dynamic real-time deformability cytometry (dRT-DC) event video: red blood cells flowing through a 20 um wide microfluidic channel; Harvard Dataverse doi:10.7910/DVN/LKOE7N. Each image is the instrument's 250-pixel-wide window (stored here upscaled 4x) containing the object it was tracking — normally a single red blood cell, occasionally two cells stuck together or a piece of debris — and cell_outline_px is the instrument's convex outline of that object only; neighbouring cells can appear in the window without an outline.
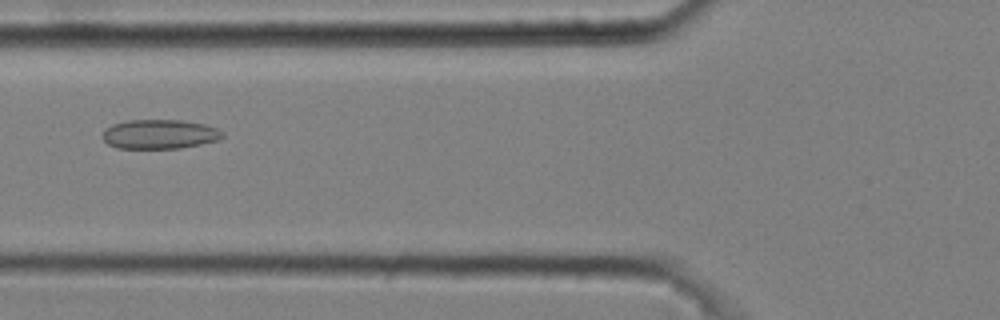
{"species": "common noctule bat (a hibernating species)", "species_latin": "Nyctalus noctula", "temperature_condition": "cold", "stored_images_in_passage": 5, "camera_frame_rate_fps": 3000, "um_per_image_px": 0.085, "animal": {"sex": "male", "body_mass_g": 20.4}, "frame": {"image": 1, "passage_image": 5, "time_ms": 1.333, "image_size_px": [1000, 320], "cell_outline_px": [[224, 136], [216, 140], [200, 144], [180, 148], [116, 148], [108, 144], [100, 136], [104, 128], [112, 124], [128, 120], [184, 120], [204, 124], [216, 128], [224, 132]], "centroid_in_image_um": [13.52, 11.4], "position_along_channel_um": 112.3, "area_um2": 20.63}}